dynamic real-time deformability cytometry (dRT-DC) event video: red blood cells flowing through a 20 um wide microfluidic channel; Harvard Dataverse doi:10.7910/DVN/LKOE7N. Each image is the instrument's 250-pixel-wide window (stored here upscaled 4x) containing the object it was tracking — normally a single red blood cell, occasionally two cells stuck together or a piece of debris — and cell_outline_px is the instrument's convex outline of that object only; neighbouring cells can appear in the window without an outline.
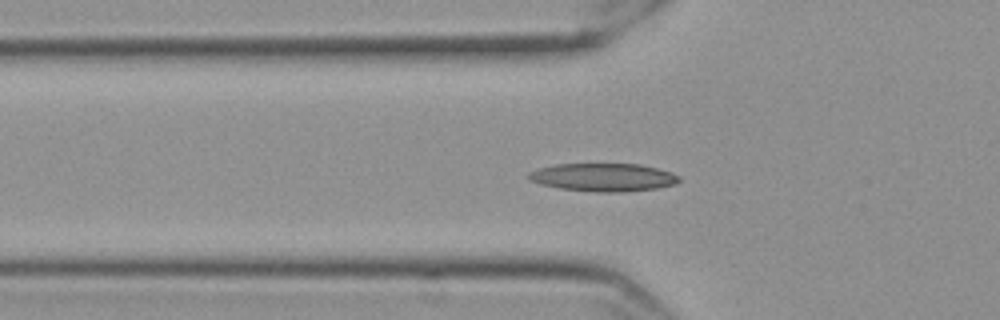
{"species": "Egyptian fruit bat (a non-hibernating species)", "species_latin": "Rousettus aegyptiacus", "temperature_condition": "cold", "stored_images_in_passage": 59, "segment_of_instrument_passage": [1, 2], "camera_frame_rate_fps": 3000, "um_per_image_px": 0.085, "frame": {"image": 1, "passage_image": 20, "time_ms": 6.333, "image_size_px": [1000, 320], "cell_outline_px": [[680, 180], [676, 184], [656, 188], [620, 192], [596, 192], [560, 188], [540, 184], [528, 180], [528, 172], [540, 168], [556, 164], [640, 164], [672, 172], [680, 176]], "centroid_in_image_um": [51.28, 15.07], "position_along_channel_um": 74.5, "area_um2": 24.57}}
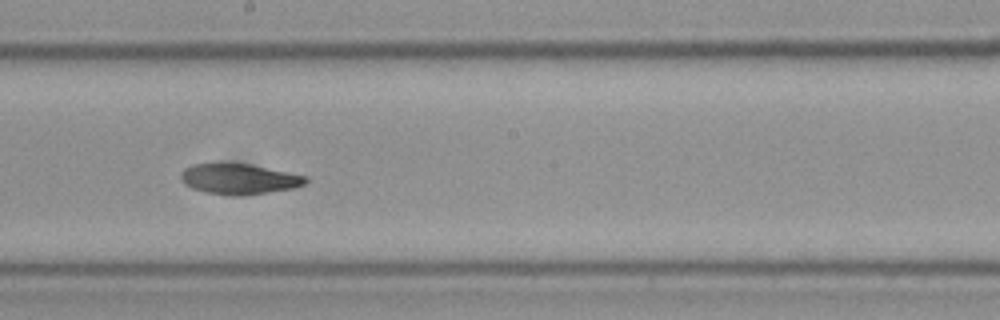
{"frame": {"image": 2, "passage_image": 33, "time_ms": 10.667, "image_size_px": [1000, 320], "cell_outline_px": [[308, 180], [304, 184], [296, 188], [268, 192], [232, 196], [204, 192], [192, 188], [184, 184], [180, 180], [180, 172], [184, 168], [192, 164], [252, 164], [308, 176]], "centroid_in_image_um": [20.32, 15.21], "position_along_channel_um": 227.9, "area_um2": 22.25}}
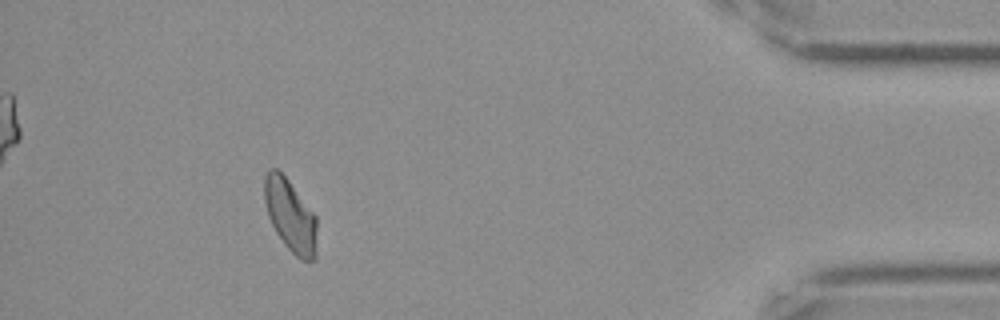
{"frame": {"image": 3, "passage_image": 53, "time_ms": 17.333, "image_size_px": [1000, 320], "cell_outline_px": [[316, 260], [300, 260], [284, 244], [276, 232], [268, 216], [264, 200], [264, 176], [268, 168], [276, 168], [288, 180], [316, 216]], "centroid_in_image_um": [24.67, 18.32], "position_along_channel_um": 410.5, "area_um2": 22.08}}